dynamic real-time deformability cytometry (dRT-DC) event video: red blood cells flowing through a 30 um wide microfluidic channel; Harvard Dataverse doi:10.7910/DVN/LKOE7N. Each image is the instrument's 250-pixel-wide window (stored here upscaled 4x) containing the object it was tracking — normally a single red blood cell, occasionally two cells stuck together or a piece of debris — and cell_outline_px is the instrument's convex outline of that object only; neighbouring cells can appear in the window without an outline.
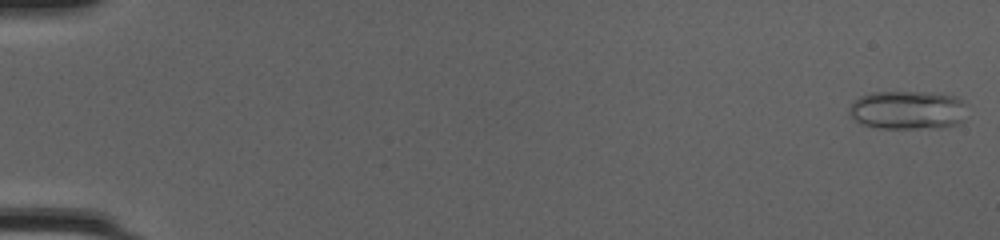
{"species": "common noctule bat (a hibernating species)", "species_latin": "Nyctalus noctula", "temperature_condition": "cold", "stored_images_in_passage": 50, "camera_frame_rate_fps": 3000, "um_per_image_px": 0.085, "animal": {"sex": "female", "body_mass_g": 20.0, "forearm_length_mm": 54.0}, "frame": {"image": 1, "passage_image": 1, "time_ms": 0.0, "image_size_px": [1000, 240], "cell_outline_px": [[964, 120], [956, 124], [940, 128], [876, 128], [860, 124], [848, 112], [852, 100], [860, 96], [872, 92], [940, 92], [956, 96], [964, 104]], "centroid_in_image_um": [77.13, 9.35], "position_along_channel_um": 7.9, "area_um2": 26.88}}
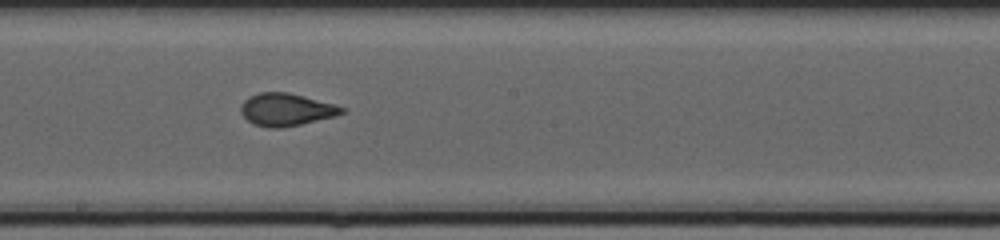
{"frame": {"image": 2, "passage_image": 29, "time_ms": 9.333, "image_size_px": [1000, 240], "cell_outline_px": [[348, 108], [344, 112], [336, 116], [300, 124], [280, 128], [268, 128], [252, 124], [240, 112], [240, 108], [244, 100], [248, 96], [260, 92], [288, 92], [336, 104]], "centroid_in_image_um": [24.34, 9.31], "position_along_channel_um": 223.9, "area_um2": 19.31}}
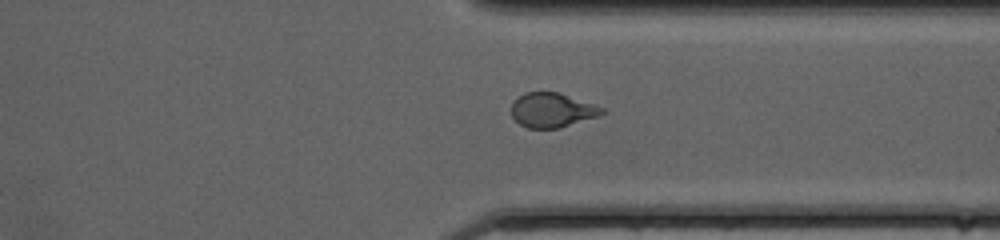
{"frame": {"image": 3, "passage_image": 39, "time_ms": 12.667, "image_size_px": [1000, 240], "cell_outline_px": [[608, 112], [560, 128], [528, 128], [520, 124], [512, 116], [512, 104], [524, 92], [560, 92], [604, 108]], "centroid_in_image_um": [46.94, 9.35], "position_along_channel_um": 364.5, "area_um2": 18.03}, "authors_computed_cell_mechanics": {"area_um2": 19.6809, "velocity_mm_per_s": 4.2231, "shape_relaxation_time_tau1_ms": 11.1607, "shape_relaxation_time_tau2_ms": 0.6958, "deformation_change_tau1": 0.2768, "deformation_change_tau2": 0.0597}}